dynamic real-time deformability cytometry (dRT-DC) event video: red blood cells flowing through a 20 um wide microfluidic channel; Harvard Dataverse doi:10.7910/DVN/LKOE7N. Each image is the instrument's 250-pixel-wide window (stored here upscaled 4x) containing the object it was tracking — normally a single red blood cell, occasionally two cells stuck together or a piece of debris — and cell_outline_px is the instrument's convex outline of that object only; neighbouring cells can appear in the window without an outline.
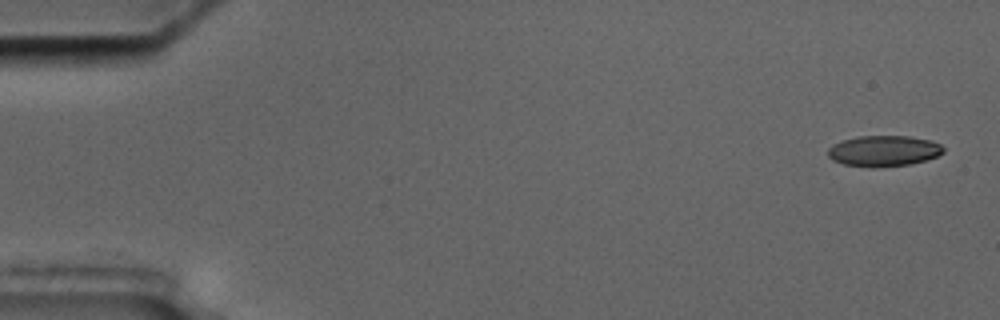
{"species": "common noctule bat (a hibernating species)", "species_latin": "Nyctalus noctula", "temperature_condition": "cold", "stored_images_in_passage": 56, "camera_frame_rate_fps": 3000, "um_per_image_px": 0.085, "animal": {"sex": "male", "body_mass_g": 17.5, "forearm_length_mm": 52.3}, "frame": {"image": 1, "passage_image": 1, "time_ms": 0.0, "image_size_px": [1000, 320], "cell_outline_px": [[944, 152], [936, 156], [924, 160], [908, 164], [844, 164], [832, 160], [828, 156], [828, 148], [832, 144], [856, 136], [908, 136], [932, 140], [940, 144], [944, 148]], "centroid_in_image_um": [75.13, 12.76], "position_along_channel_um": 9.9, "area_um2": 19.83}}
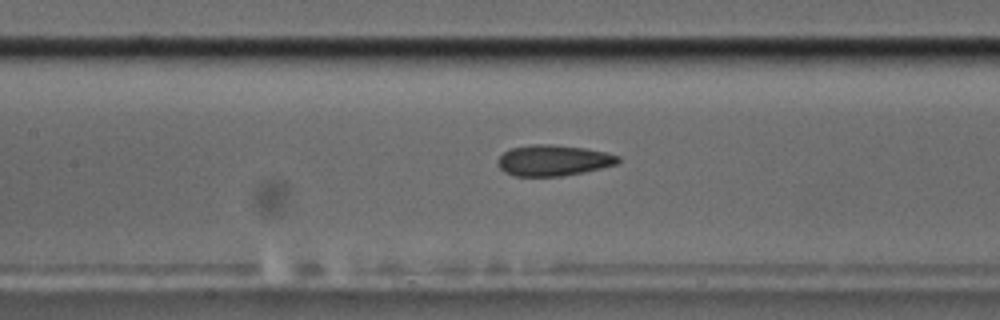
{"frame": {"image": 2, "passage_image": 25, "time_ms": 8.0, "image_size_px": [1000, 320], "cell_outline_px": [[620, 160], [616, 164], [584, 172], [560, 176], [516, 176], [504, 172], [496, 164], [500, 156], [504, 152], [512, 148], [532, 144], [552, 144], [584, 148], [604, 152], [620, 156]], "centroid_in_image_um": [47.01, 13.63], "position_along_channel_um": 160.4, "area_um2": 21.56}}
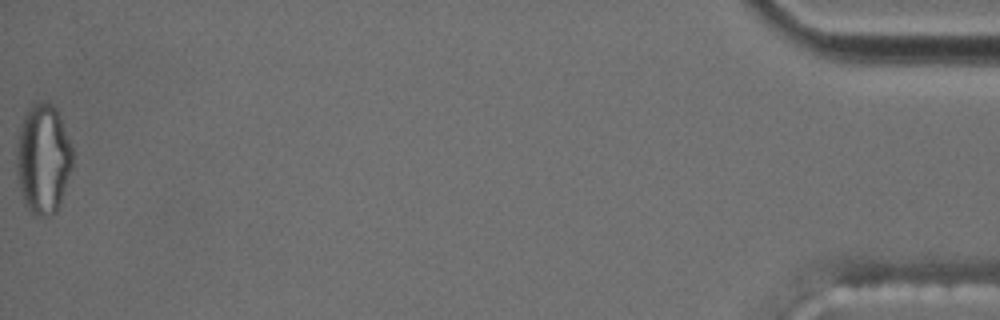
{"frame": {"image": 3, "passage_image": 56, "time_ms": 18.333, "image_size_px": [1000, 320], "cell_outline_px": [[72, 168], [56, 212], [48, 216], [36, 216], [24, 204], [16, 172], [16, 144], [20, 128], [24, 116], [32, 104], [52, 104], [56, 108], [72, 148]], "centroid_in_image_um": [3.64, 13.55], "position_along_channel_um": 431.6, "area_um2": 35.43}, "authors_computed_cell_mechanics": {"area_um2": 21.9929, "velocity_mm_per_s": 3.565, "shape_relaxation_time_tau1_ms": null, "shape_relaxation_time_tau2_ms": 2.4297, "deformation_change_tau1": null, "deformation_change_tau2": 0.1057}}